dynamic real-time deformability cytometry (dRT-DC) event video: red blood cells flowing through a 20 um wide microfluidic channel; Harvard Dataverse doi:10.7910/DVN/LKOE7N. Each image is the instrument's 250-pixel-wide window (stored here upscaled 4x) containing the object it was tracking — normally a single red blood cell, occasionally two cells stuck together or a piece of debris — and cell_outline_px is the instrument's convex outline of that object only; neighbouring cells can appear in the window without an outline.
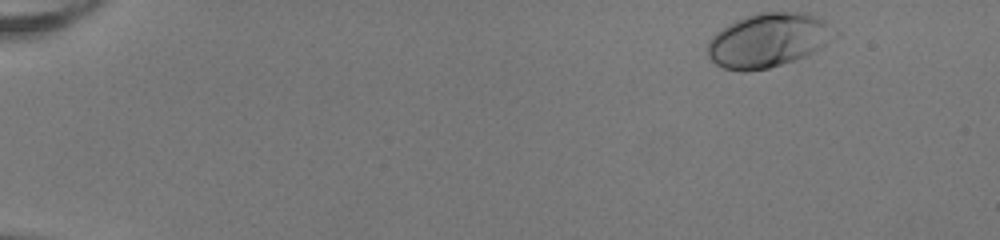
{"species": "human", "species_latin": "Homo sapiens", "temperature_condition": "room temperature", "stored_images_in_passage": 48, "camera_frame_rate_fps": 3000, "um_per_image_px": 0.085, "donor": {"sex": "female"}, "frame": {"image": 1, "passage_image": 1, "time_ms": 0.0, "image_size_px": [1000, 240], "cell_outline_px": [[840, 36], [820, 48], [804, 56], [768, 68], [744, 72], [724, 68], [716, 64], [708, 56], [708, 44], [712, 36], [716, 32], [728, 24], [756, 12], [808, 12], [824, 20], [840, 32]], "centroid_in_image_um": [65.36, 3.4], "position_along_channel_um": 19.6, "area_um2": 40.17}}
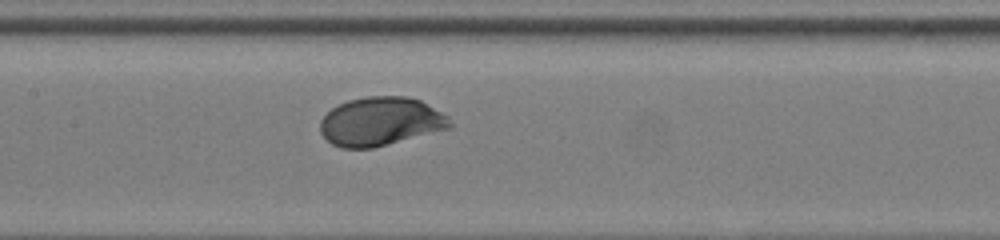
{"frame": {"image": 2, "passage_image": 23, "time_ms": 7.333, "image_size_px": [1000, 240], "cell_outline_px": [[452, 128], [372, 148], [340, 148], [332, 144], [320, 132], [320, 120], [332, 108], [348, 100], [368, 96], [404, 96], [420, 100], [448, 116], [452, 124]], "centroid_in_image_um": [32.36, 10.33], "position_along_channel_um": 175.0, "area_um2": 36.7}}
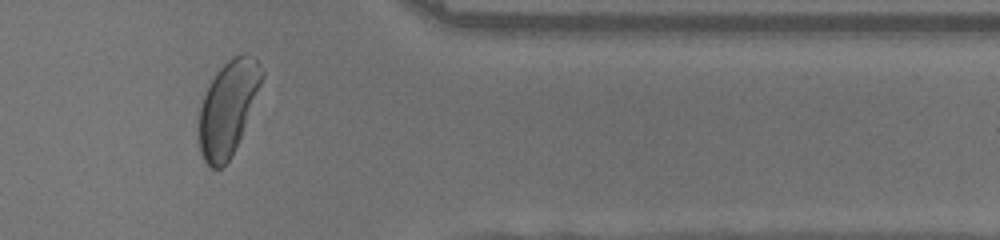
{"frame": {"image": 3, "passage_image": 40, "time_ms": 13.0, "image_size_px": [1000, 240], "cell_outline_px": [[264, 76], [236, 148], [232, 156], [220, 168], [212, 168], [204, 160], [200, 152], [196, 128], [196, 124], [200, 108], [204, 96], [216, 72], [228, 60], [244, 52], [256, 60], [264, 72]], "centroid_in_image_um": [19.34, 9.21], "position_along_channel_um": 392.1, "area_um2": 34.39}, "authors_computed_cell_mechanics": {"area_um2": 36.3851, "velocity_mm_per_s": 4.007, "shape_relaxation_time_tau1_ms": 1.9138, "shape_relaxation_time_tau2_ms": null, "deformation_change_tau1": 0.1493, "deformation_change_tau2": null}}